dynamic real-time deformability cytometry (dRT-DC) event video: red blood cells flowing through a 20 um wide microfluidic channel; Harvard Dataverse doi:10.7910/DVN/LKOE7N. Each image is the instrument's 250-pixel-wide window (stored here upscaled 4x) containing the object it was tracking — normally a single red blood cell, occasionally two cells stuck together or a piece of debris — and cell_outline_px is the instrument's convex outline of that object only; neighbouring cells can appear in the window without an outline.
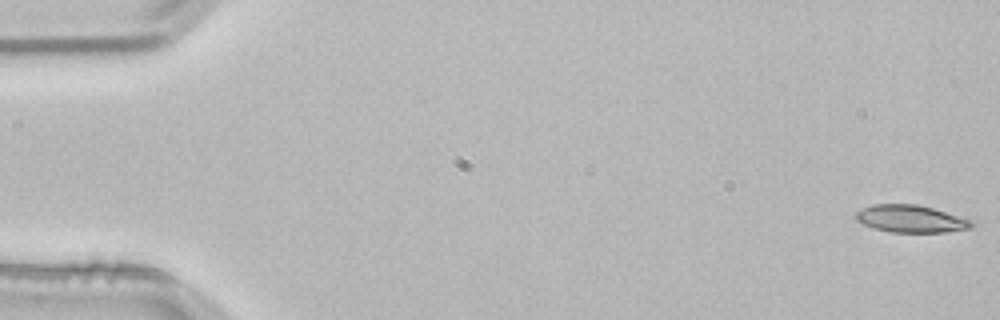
{"species": "common noctule bat (a hibernating species)", "species_latin": "Nyctalus noctula", "temperature_condition": "room temperature", "stored_images_in_passage": 53, "camera_frame_rate_fps": 3000, "um_per_image_px": 0.085, "animal": {"sex": "male", "body_mass_g": 21.5, "forearm_length_mm": 52.0}, "frame": {"image": 1, "passage_image": 1, "time_ms": 0.0, "image_size_px": [1000, 320], "cell_outline_px": [[972, 228], [944, 232], [888, 232], [872, 228], [856, 220], [856, 212], [872, 204], [916, 204], [932, 208], [968, 220], [972, 224]], "centroid_in_image_um": [77.34, 18.6], "position_along_channel_um": 7.7, "area_um2": 18.09}}
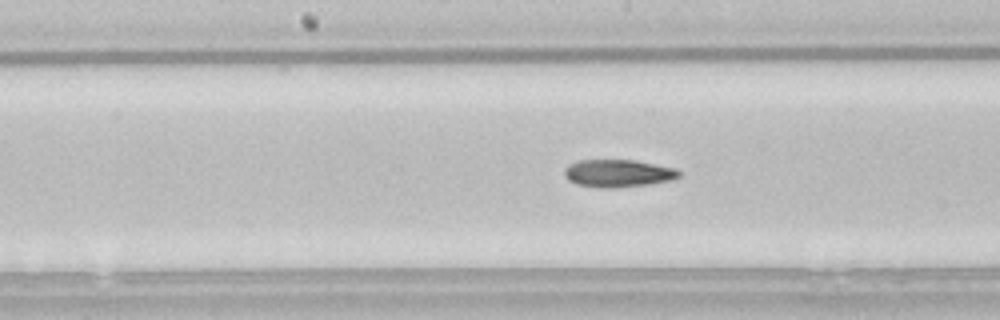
{"frame": {"image": 2, "passage_image": 27, "time_ms": 8.667, "image_size_px": [1000, 320], "cell_outline_px": [[680, 176], [672, 180], [648, 184], [616, 188], [600, 188], [576, 184], [568, 180], [564, 176], [564, 168], [568, 164], [576, 160], [636, 160], [676, 168], [680, 172]], "centroid_in_image_um": [52.51, 14.73], "position_along_channel_um": 195.7, "area_um2": 18.67}}
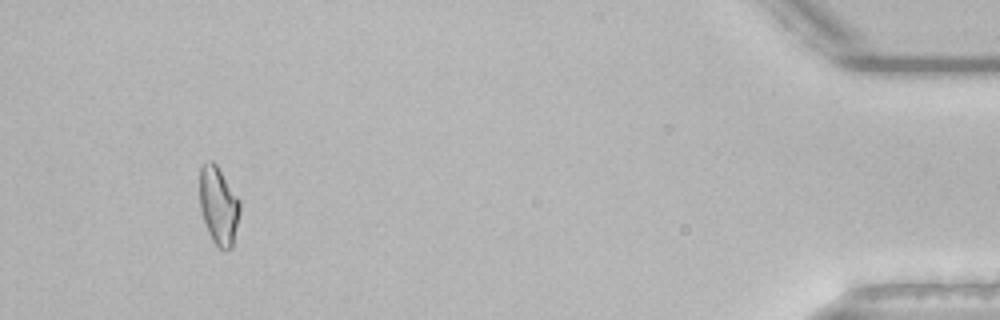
{"frame": {"image": 3, "passage_image": 50, "time_ms": 16.333, "image_size_px": [1000, 320], "cell_outline_px": [[240, 212], [232, 248], [224, 252], [212, 240], [208, 232], [200, 208], [200, 168], [204, 164], [212, 160], [216, 164], [240, 200]], "centroid_in_image_um": [18.59, 17.51], "position_along_channel_um": 416.6, "area_um2": 18.21}, "authors_computed_cell_mechanics": {"area_um2": 18.4382, "velocity_mm_per_s": 3.8287, "shape_relaxation_time_tau1_ms": null, "shape_relaxation_time_tau2_ms": 6.7207, "deformation_change_tau1": null, "deformation_change_tau2": 0.1646}}